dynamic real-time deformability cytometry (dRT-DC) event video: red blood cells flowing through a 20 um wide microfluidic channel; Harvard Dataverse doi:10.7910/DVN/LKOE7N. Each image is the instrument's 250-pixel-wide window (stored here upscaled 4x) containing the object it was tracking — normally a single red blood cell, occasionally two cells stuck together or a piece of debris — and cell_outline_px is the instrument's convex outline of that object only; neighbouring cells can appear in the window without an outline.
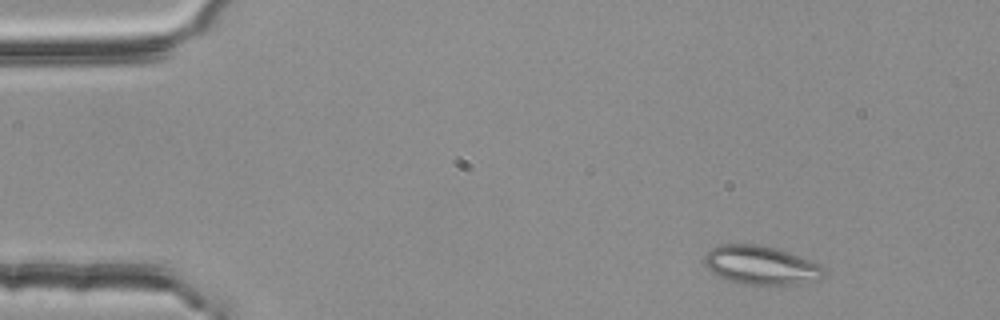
{"species": "common noctule bat (a hibernating species)", "species_latin": "Nyctalus noctula", "temperature_condition": "room temperature", "stored_images_in_passage": 6, "camera_frame_rate_fps": 3000, "um_per_image_px": 0.085, "animal": {"sex": "female", "body_mass_g": 25.1}, "frame": {"image": 1, "passage_image": 1, "time_ms": 0.0, "image_size_px": [1000, 320], "cell_outline_px": [[824, 276], [820, 280], [800, 284], [740, 284], [716, 276], [708, 268], [704, 260], [704, 256], [712, 248], [720, 244], [752, 244], [776, 248], [788, 252], [820, 264], [824, 268]], "centroid_in_image_um": [64.69, 22.55], "position_along_channel_um": 20.3, "area_um2": 26.93}}